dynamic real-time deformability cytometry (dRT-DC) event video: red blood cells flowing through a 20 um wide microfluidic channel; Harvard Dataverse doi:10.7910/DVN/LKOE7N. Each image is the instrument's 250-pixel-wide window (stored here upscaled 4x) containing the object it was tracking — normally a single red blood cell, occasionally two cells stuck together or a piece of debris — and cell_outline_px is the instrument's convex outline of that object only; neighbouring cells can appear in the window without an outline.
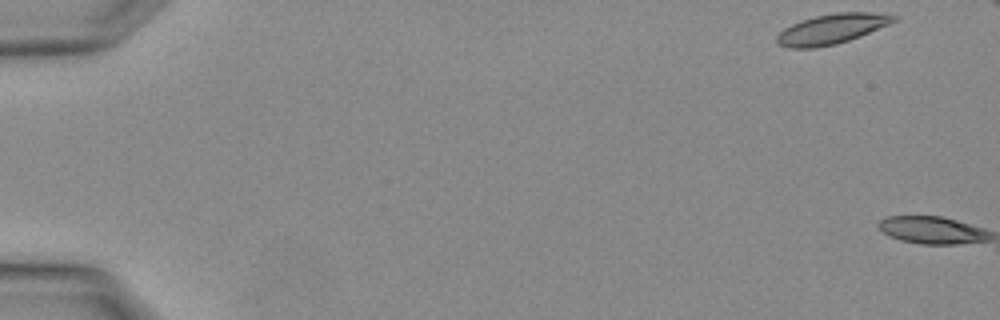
{"species": "Egyptian fruit bat (a non-hibernating species)", "species_latin": "Rousettus aegyptiacus", "temperature_condition": "warm", "stored_images_in_passage": 5, "camera_frame_rate_fps": 3000, "um_per_image_px": 0.085, "animal": {"sex": "female"}, "frame": {"image": 1, "passage_image": 1, "time_ms": 0.0, "image_size_px": [1000, 320], "cell_outline_px": [[900, 16], [896, 20], [888, 24], [860, 36], [836, 44], [816, 48], [788, 48], [776, 44], [776, 36], [784, 28], [792, 24], [816, 16], [836, 12], [868, 12]], "centroid_in_image_um": [70.66, 2.47], "position_along_channel_um": 14.3, "area_um2": 20.29}}